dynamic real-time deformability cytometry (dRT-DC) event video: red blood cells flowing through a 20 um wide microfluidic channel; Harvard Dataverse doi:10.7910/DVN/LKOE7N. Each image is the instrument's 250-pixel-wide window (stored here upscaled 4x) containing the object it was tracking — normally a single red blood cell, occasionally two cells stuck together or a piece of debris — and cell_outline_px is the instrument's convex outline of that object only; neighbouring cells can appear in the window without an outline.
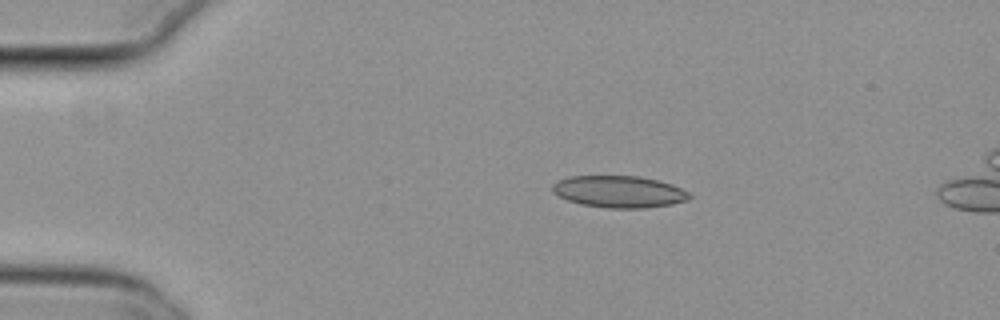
{"species": "common noctule bat (a hibernating species)", "species_latin": "Nyctalus noctula", "temperature_condition": "cold", "stored_images_in_passage": 53, "camera_frame_rate_fps": 3000, "um_per_image_px": 0.085, "animal": {"sex": "female", "body_mass_g": 29.2, "forearm_length_mm": 56.3}, "frame": {"image": 1, "passage_image": 10, "time_ms": 3.0, "image_size_px": [1000, 320], "cell_outline_px": [[692, 196], [688, 200], [672, 204], [644, 208], [608, 208], [580, 204], [556, 196], [552, 192], [552, 184], [556, 180], [568, 176], [636, 176], [656, 180], [672, 184], [688, 192]], "centroid_in_image_um": [52.57, 16.29], "position_along_channel_um": 32.4, "area_um2": 25.55}}
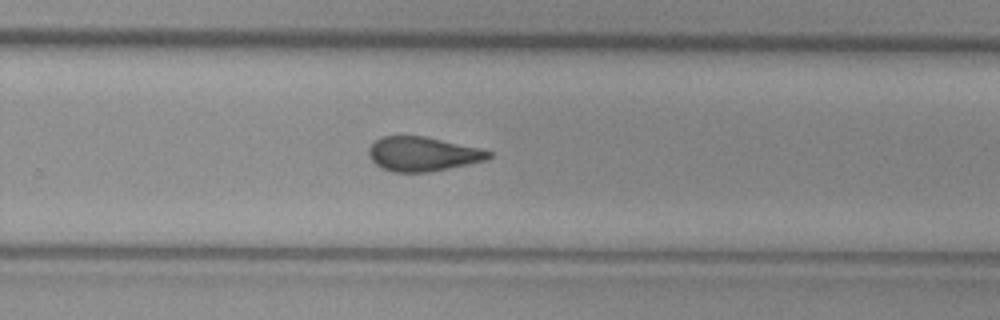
{"frame": {"image": 2, "passage_image": 35, "time_ms": 11.333, "image_size_px": [1000, 320], "cell_outline_px": [[492, 156], [488, 160], [428, 172], [392, 172], [376, 164], [372, 160], [368, 152], [368, 148], [376, 140], [384, 136], [424, 136], [480, 148], [492, 152]], "centroid_in_image_um": [35.95, 13.09], "position_along_channel_um": 293.8, "area_um2": 23.81}}
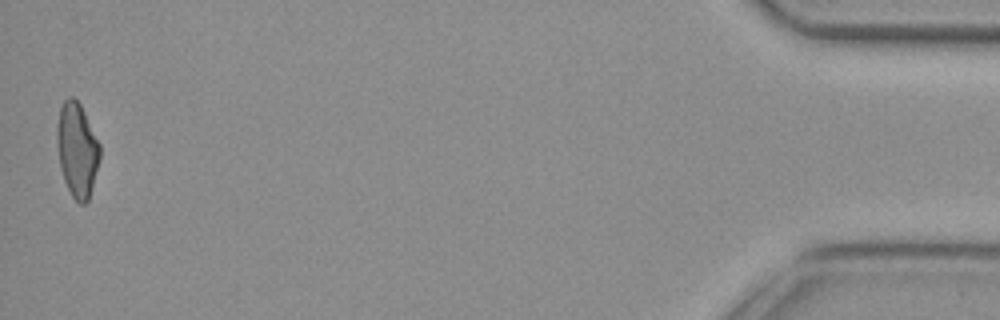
{"frame": {"image": 3, "passage_image": 53, "time_ms": 17.333, "image_size_px": [1000, 320], "cell_outline_px": [[100, 156], [88, 200], [84, 204], [80, 204], [72, 196], [64, 180], [60, 164], [56, 140], [56, 128], [60, 108], [64, 100], [68, 96], [72, 96], [80, 104], [100, 144]], "centroid_in_image_um": [6.54, 12.7], "position_along_channel_um": 428.7, "area_um2": 23.24}, "authors_computed_cell_mechanics": {"area_um2": 24.4494, "velocity_mm_per_s": 3.796, "shape_relaxation_time_tau1_ms": null, "shape_relaxation_time_tau2_ms": 2.5953, "deformation_change_tau1": null, "deformation_change_tau2": 0.102}}